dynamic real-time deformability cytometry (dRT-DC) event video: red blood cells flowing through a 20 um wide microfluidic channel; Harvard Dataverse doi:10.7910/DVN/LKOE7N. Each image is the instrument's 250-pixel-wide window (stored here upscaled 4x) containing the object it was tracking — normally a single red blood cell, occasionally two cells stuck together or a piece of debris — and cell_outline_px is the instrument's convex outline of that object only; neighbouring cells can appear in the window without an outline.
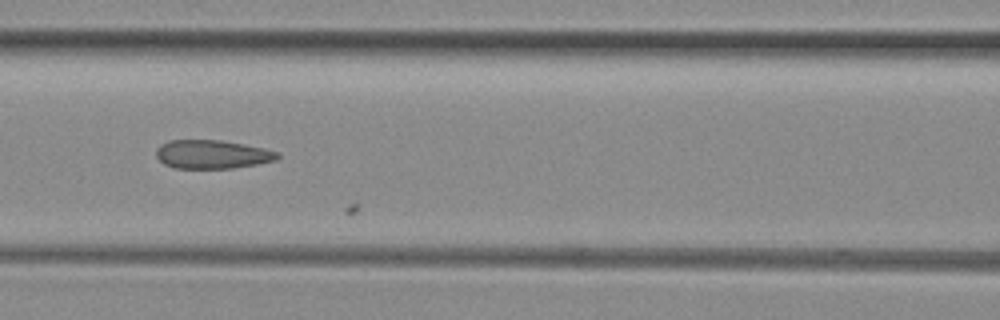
{"species": "common noctule bat (a hibernating species)", "species_latin": "Nyctalus noctula", "temperature_condition": "room temperature", "stored_images_in_passage": 23, "camera_frame_rate_fps": 3000, "um_per_image_px": 0.085, "animal": {"sex": "female", "body_mass_g": 29.2, "forearm_length_mm": 56.3}, "frame": {"image": 1, "passage_image": 22, "time_ms": 7.0, "image_size_px": [1000, 320], "cell_outline_px": [[280, 156], [276, 160], [256, 164], [232, 168], [172, 168], [164, 164], [156, 156], [156, 148], [160, 144], [168, 140], [220, 140], [244, 144], [264, 148], [280, 152]], "centroid_in_image_um": [18.02, 13.11], "position_along_channel_um": 148.6, "area_um2": 20.35}}